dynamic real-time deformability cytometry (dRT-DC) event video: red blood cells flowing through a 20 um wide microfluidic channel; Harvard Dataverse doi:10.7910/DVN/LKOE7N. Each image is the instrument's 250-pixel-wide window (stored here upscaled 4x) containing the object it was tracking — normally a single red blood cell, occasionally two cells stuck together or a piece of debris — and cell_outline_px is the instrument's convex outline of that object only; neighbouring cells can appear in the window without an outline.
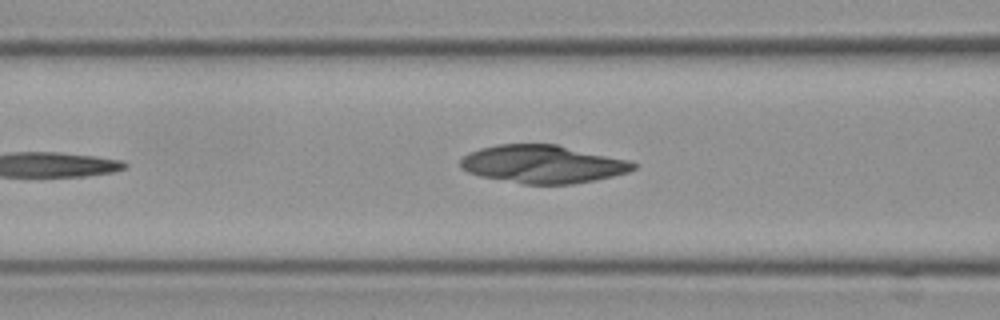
{"species": "Egyptian fruit bat (a non-hibernating species)", "species_latin": "Rousettus aegyptiacus", "temperature_condition": "cold", "stored_images_in_passage": 7, "camera_frame_rate_fps": 3000, "um_per_image_px": 0.085, "frame": {"image": 1, "passage_image": 6, "time_ms": 1.667, "image_size_px": [1000, 320], "cell_outline_px": [[636, 168], [628, 172], [596, 180], [572, 184], [524, 184], [480, 176], [468, 172], [460, 168], [460, 160], [468, 152], [480, 148], [496, 144], [556, 144], [628, 160], [636, 164]], "centroid_in_image_um": [46.11, 13.95], "position_along_channel_um": 120.5, "area_um2": 38.26}}
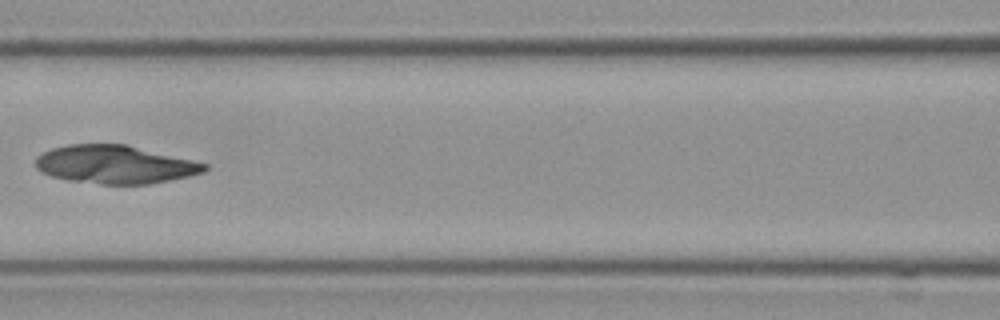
{"frame": {"image": 2, "passage_image": 7, "time_ms": 2.0, "image_size_px": [1000, 320], "cell_outline_px": [[208, 168], [204, 172], [188, 176], [148, 184], [100, 184], [68, 180], [52, 176], [40, 172], [36, 168], [36, 156], [52, 148], [68, 144], [128, 144], [208, 164]], "centroid_in_image_um": [9.76, 13.97], "position_along_channel_um": 156.8, "area_um2": 37.63}}